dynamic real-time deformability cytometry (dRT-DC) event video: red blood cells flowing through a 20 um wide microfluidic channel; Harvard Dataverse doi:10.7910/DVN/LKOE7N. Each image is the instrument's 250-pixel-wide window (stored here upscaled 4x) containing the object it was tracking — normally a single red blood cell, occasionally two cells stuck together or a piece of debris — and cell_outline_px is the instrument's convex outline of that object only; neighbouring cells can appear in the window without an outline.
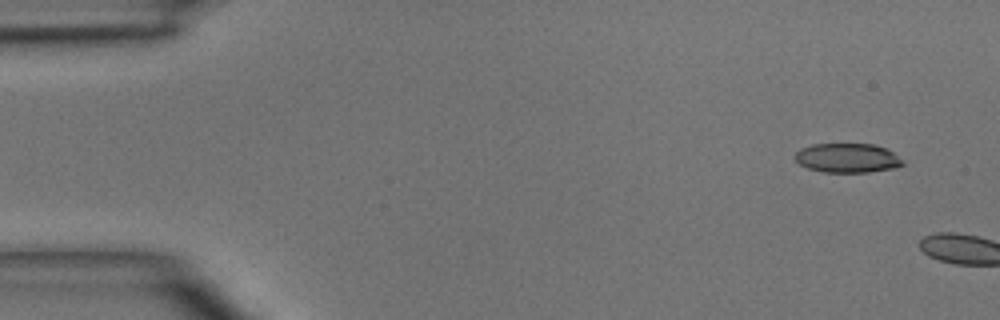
{"species": "common noctule bat (a hibernating species)", "species_latin": "Nyctalus noctula", "temperature_condition": "room temperature", "stored_images_in_passage": 2, "camera_frame_rate_fps": 3000, "um_per_image_px": 0.085, "animal": {"sex": "male", "body_mass_g": 15.6}, "frame": {"image": 1, "passage_image": 1, "time_ms": 0.0, "image_size_px": [1000, 320], "cell_outline_px": [[904, 164], [892, 168], [868, 172], [824, 172], [808, 168], [800, 164], [796, 160], [796, 152], [800, 148], [812, 144], [872, 144], [884, 148], [892, 152]], "centroid_in_image_um": [71.98, 13.42], "position_along_channel_um": 13.0, "area_um2": 18.03}}